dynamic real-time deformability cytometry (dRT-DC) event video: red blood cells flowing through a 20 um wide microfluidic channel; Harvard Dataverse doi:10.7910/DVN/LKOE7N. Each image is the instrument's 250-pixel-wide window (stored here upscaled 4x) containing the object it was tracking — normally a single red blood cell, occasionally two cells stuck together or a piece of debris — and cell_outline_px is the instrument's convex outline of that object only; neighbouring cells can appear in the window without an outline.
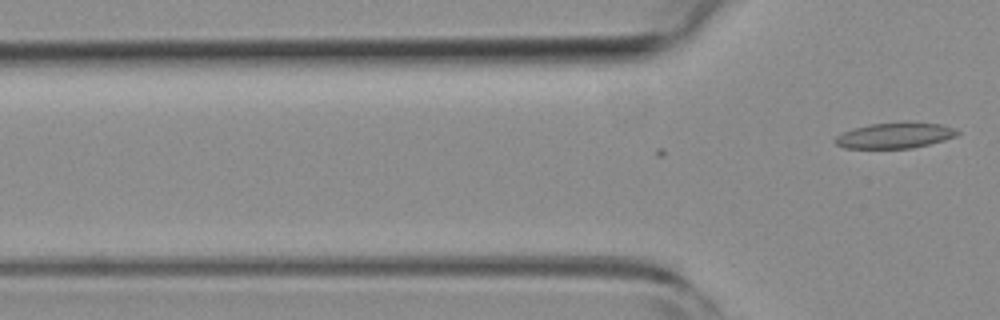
{"species": "common noctule bat (a hibernating species)", "species_latin": "Nyctalus noctula", "temperature_condition": "room temperature", "stored_images_in_passage": 2, "camera_frame_rate_fps": 3000, "um_per_image_px": 0.085, "animal": {"sex": "female", "body_mass_g": 19.3, "forearm_length_mm": 54.1}, "frame": {"image": 1, "passage_image": 2, "time_ms": 0.333, "image_size_px": [1000, 320], "cell_outline_px": [[960, 132], [956, 136], [944, 140], [912, 148], [844, 148], [836, 144], [832, 140], [836, 136], [844, 132], [868, 124], [900, 120], [912, 120], [940, 124], [952, 128]], "centroid_in_image_um": [76.07, 11.48], "position_along_channel_um": 49.7, "area_um2": 18.73}}